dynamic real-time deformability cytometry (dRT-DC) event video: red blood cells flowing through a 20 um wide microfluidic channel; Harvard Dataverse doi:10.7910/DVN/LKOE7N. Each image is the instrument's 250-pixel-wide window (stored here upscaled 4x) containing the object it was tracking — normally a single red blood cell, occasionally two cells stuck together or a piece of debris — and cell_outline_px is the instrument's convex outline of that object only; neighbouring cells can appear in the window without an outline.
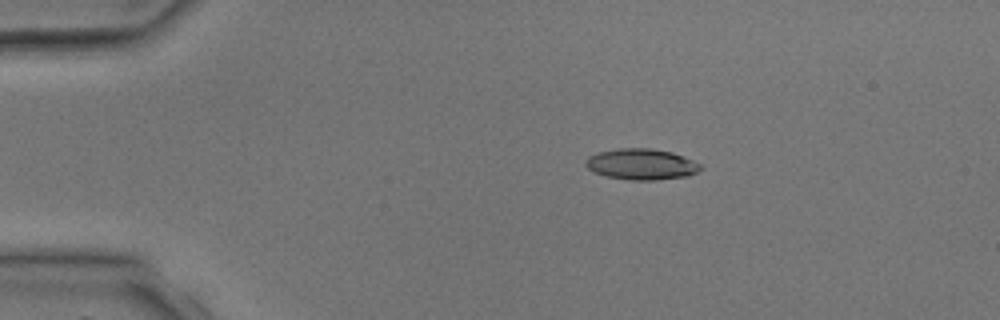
{"species": "common noctule bat (a hibernating species)", "species_latin": "Nyctalus noctula", "temperature_condition": "room temperature", "stored_images_in_passage": 3, "camera_frame_rate_fps": 3000, "um_per_image_px": 0.085, "animal": {"sex": "male", "body_mass_g": 17.9, "forearm_length_mm": 54.2}, "frame": {"image": 1, "passage_image": 2, "time_ms": 1.333, "image_size_px": [1000, 320], "cell_outline_px": [[704, 168], [688, 176], [656, 180], [628, 180], [604, 176], [588, 168], [584, 164], [588, 156], [596, 152], [620, 148], [648, 148], [672, 152], [692, 160], [700, 164]], "centroid_in_image_um": [54.51, 13.96], "position_along_channel_um": 30.5, "area_um2": 20.81}}